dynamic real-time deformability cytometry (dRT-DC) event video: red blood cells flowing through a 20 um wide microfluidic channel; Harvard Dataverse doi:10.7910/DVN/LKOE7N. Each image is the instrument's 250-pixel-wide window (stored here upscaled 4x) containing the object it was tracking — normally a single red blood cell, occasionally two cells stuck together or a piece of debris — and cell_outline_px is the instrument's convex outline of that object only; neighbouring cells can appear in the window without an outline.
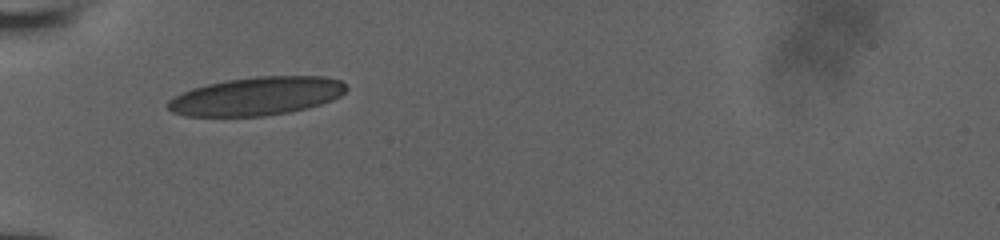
{"species": "human", "species_latin": "Homo sapiens", "temperature_condition": "room temperature", "stored_images_in_passage": 39, "camera_frame_rate_fps": 3000, "um_per_image_px": 0.085, "donor": {"sex": "male"}, "frame": {"image": 1, "passage_image": 1, "time_ms": 0.0, "image_size_px": [1000, 240], "cell_outline_px": [[348, 88], [340, 96], [332, 100], [308, 108], [288, 112], [264, 116], [184, 116], [172, 112], [168, 108], [168, 100], [192, 88], [208, 84], [228, 80], [256, 76], [324, 76], [340, 80]], "centroid_in_image_um": [21.83, 8.17], "position_along_channel_um": 63.2, "area_um2": 39.71}}
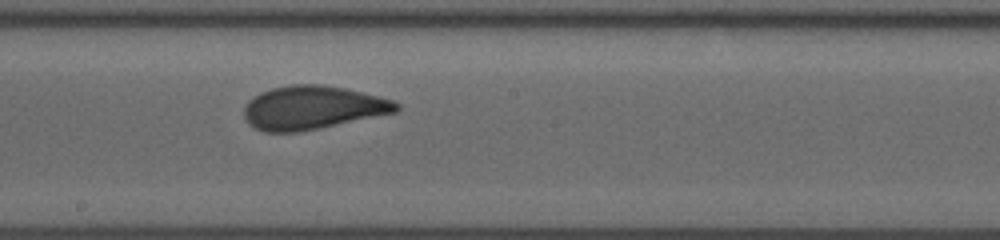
{"frame": {"image": 2, "passage_image": 26, "time_ms": 4.333, "image_size_px": [1000, 240], "cell_outline_px": [[400, 108], [396, 112], [296, 132], [264, 132], [248, 124], [244, 116], [244, 108], [248, 100], [252, 96], [260, 92], [272, 88], [292, 84], [320, 84], [344, 88], [392, 100], [400, 104]], "centroid_in_image_um": [26.51, 9.14], "position_along_channel_um": 221.7, "area_um2": 38.21}}
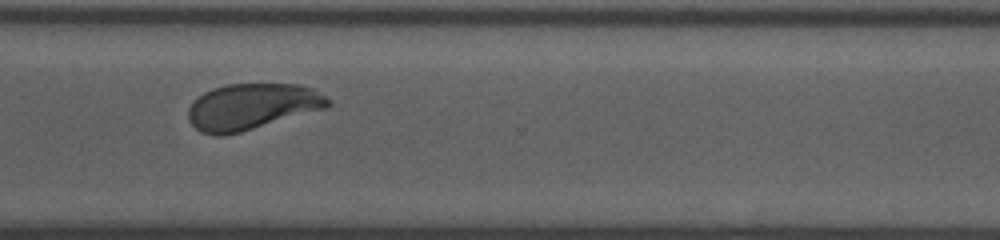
{"frame": {"image": 3, "passage_image": 38, "time_ms": 7.667, "image_size_px": [1000, 240], "cell_outline_px": [[332, 104], [328, 108], [240, 132], [224, 136], [216, 136], [200, 132], [188, 120], [188, 108], [192, 100], [204, 92], [212, 88], [224, 84], [300, 84], [312, 88], [332, 100]], "centroid_in_image_um": [21.41, 9.06], "position_along_channel_um": 349.2, "area_um2": 37.97}}